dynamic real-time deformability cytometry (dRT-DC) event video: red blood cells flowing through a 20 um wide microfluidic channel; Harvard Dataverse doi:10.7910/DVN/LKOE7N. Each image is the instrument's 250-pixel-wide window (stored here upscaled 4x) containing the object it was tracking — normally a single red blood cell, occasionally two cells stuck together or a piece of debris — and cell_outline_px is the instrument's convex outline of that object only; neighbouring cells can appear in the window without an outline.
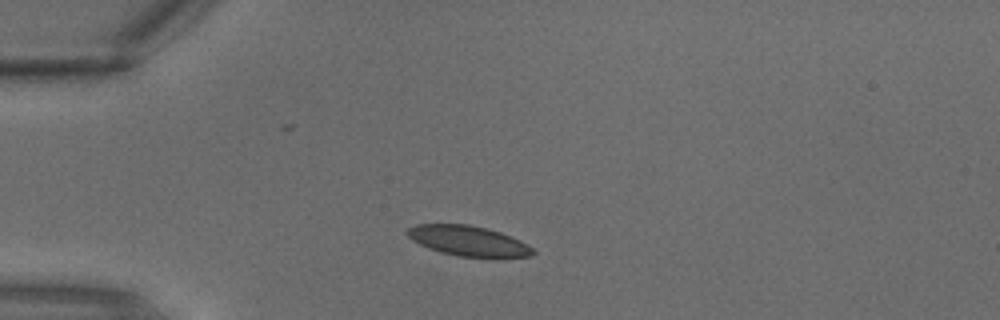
{"species": "common noctule bat (a hibernating species)", "species_latin": "Nyctalus noctula", "temperature_condition": "warm", "stored_images_in_passage": 1, "camera_frame_rate_fps": 3000, "um_per_image_px": 0.085, "animal": {"sex": "male", "body_mass_g": 18.8}, "frame": {"image": 1, "passage_image": 1, "time_ms": 0.0, "image_size_px": [1000, 320], "cell_outline_px": [[536, 252], [532, 256], [496, 260], [492, 260], [460, 256], [440, 252], [428, 248], [412, 240], [404, 232], [408, 228], [416, 224], [468, 224], [500, 232], [512, 236], [520, 240], [532, 248]], "centroid_in_image_um": [39.87, 20.52], "position_along_channel_um": 45.1, "area_um2": 22.83}}